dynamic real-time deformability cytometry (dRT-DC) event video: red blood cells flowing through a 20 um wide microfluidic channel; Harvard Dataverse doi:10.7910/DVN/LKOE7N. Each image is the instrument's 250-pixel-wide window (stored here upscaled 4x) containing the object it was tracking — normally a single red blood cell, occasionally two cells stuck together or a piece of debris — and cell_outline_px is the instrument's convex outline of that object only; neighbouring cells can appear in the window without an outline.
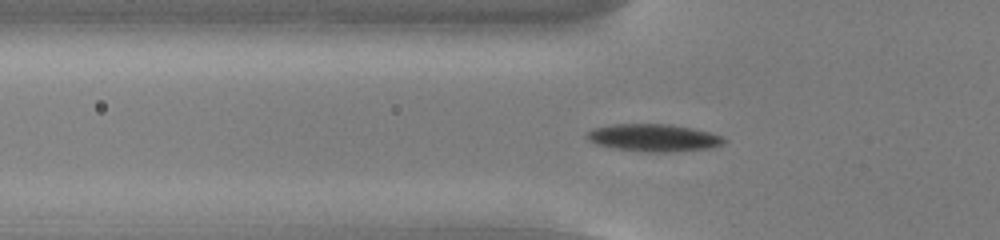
{"species": "common noctule bat (a hibernating species)", "species_latin": "Nyctalus noctula", "temperature_condition": "cold", "stored_images_in_passage": 55, "camera_frame_rate_fps": 3000, "um_per_image_px": 0.085, "animal": {"sex": "male", "body_mass_g": 13.0, "forearm_length_mm": 53.1}, "frame": {"image": 1, "passage_image": 19, "time_ms": 6.0, "image_size_px": [1000, 240], "cell_outline_px": [[728, 140], [724, 144], [712, 148], [672, 152], [644, 152], [612, 148], [596, 144], [588, 140], [584, 136], [584, 132], [592, 128], [612, 124], [672, 124], [692, 128], [708, 132], [720, 136]], "centroid_in_image_um": [55.51, 11.71], "position_along_channel_um": 70.3, "area_um2": 22.31}}
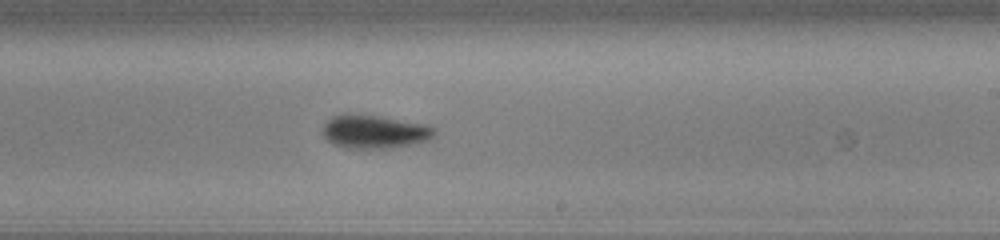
{"frame": {"image": 2, "passage_image": 34, "time_ms": 11.0, "image_size_px": [1000, 240], "cell_outline_px": [[436, 132], [428, 140], [416, 144], [392, 148], [344, 148], [328, 140], [320, 132], [324, 124], [332, 116], [376, 116], [424, 124], [436, 128]], "centroid_in_image_um": [31.86, 11.23], "position_along_channel_um": 257.1, "area_um2": 21.27}}
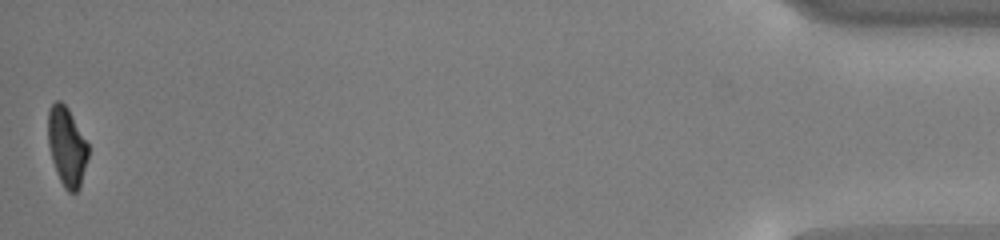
{"frame": {"image": 3, "passage_image": 55, "time_ms": 18.0, "image_size_px": [1000, 240], "cell_outline_px": [[88, 156], [80, 188], [76, 192], [68, 192], [64, 188], [56, 172], [52, 160], [48, 144], [48, 108], [56, 100], [60, 100], [68, 108], [88, 144]], "centroid_in_image_um": [5.67, 12.46], "position_along_channel_um": 429.5, "area_um2": 18.5}, "authors_computed_cell_mechanics": {"area_um2": 20.4034, "velocity_mm_per_s": 3.7522, "shape_relaxation_time_tau1_ms": 1.8267, "shape_relaxation_time_tau2_ms": 6.682, "deformation_change_tau1": 0.1352, "deformation_change_tau2": 0.1358}}